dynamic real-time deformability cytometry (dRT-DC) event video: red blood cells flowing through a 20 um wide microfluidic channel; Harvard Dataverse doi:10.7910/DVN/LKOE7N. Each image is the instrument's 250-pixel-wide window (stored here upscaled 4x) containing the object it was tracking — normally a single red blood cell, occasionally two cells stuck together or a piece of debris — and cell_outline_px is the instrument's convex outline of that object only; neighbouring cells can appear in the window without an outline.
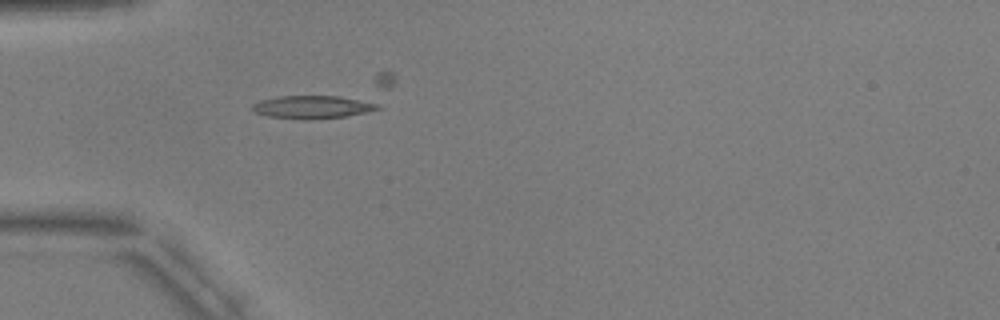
{"species": "common noctule bat (a hibernating species)", "species_latin": "Nyctalus noctula", "temperature_condition": "warm", "stored_images_in_passage": 1, "camera_frame_rate_fps": 3000, "um_per_image_px": 0.085, "animal": {"sex": "male", "body_mass_g": 17.9, "forearm_length_mm": 54.2}, "frame": {"image": 1, "passage_image": 1, "time_ms": 0.0, "image_size_px": [1000, 320], "cell_outline_px": [[384, 108], [368, 112], [348, 116], [312, 120], [304, 120], [268, 116], [256, 112], [252, 108], [252, 104], [260, 100], [280, 96], [336, 96], [380, 100]], "centroid_in_image_um": [26.77, 9.09], "position_along_channel_um": 58.2, "area_um2": 17.51}}